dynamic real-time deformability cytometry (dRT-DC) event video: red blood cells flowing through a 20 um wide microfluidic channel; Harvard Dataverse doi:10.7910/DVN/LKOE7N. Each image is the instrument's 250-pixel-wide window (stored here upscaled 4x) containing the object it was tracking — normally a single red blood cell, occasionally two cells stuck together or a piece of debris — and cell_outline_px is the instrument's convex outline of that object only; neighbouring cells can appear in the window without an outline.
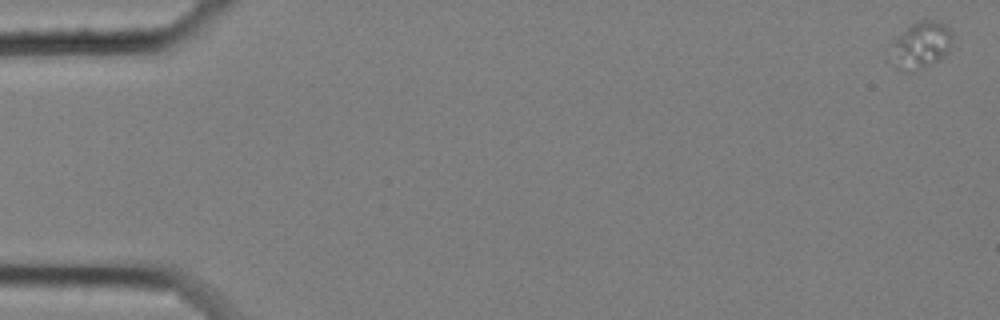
{"species": "common noctule bat (a hibernating species)", "species_latin": "Nyctalus noctula", "temperature_condition": "cold", "stored_images_in_passage": 59, "camera_frame_rate_fps": 3000, "um_per_image_px": 0.085, "animal": {"sex": "female", "body_mass_g": 25.1}, "frame": {"image": 1, "passage_image": 1, "time_ms": 0.0, "image_size_px": [1000, 320], "cell_outline_px": [[952, 36], [948, 48], [944, 56], [940, 60], [920, 68], [896, 68], [884, 52], [888, 44], [912, 24], [920, 20], [940, 20], [952, 32]], "centroid_in_image_um": [78.18, 3.81], "position_along_channel_um": 6.8, "area_um2": 16.94}}